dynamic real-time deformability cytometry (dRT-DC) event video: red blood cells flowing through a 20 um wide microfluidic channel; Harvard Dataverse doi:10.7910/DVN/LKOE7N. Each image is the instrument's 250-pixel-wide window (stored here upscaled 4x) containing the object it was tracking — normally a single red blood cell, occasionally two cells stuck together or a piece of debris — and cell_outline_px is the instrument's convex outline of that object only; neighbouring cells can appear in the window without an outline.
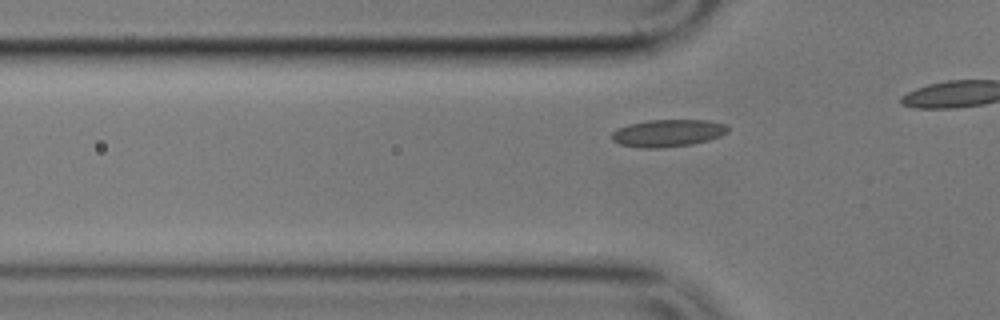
{"species": "common noctule bat (a hibernating species)", "species_latin": "Nyctalus noctula", "temperature_condition": "cold", "stored_images_in_passage": 40, "segment_of_instrument_passage": [1, 2], "camera_frame_rate_fps": 3000, "um_per_image_px": 0.085, "animal": {"sex": "male", "body_mass_g": 17.9}, "frame": {"image": 1, "passage_image": 13, "time_ms": 4.0, "image_size_px": [1000, 320], "cell_outline_px": [[728, 132], [720, 136], [708, 140], [692, 144], [660, 148], [644, 148], [620, 144], [612, 140], [612, 132], [628, 124], [648, 120], [708, 120], [728, 124]], "centroid_in_image_um": [56.8, 11.3], "position_along_channel_um": 69.0, "area_um2": 18.44}}
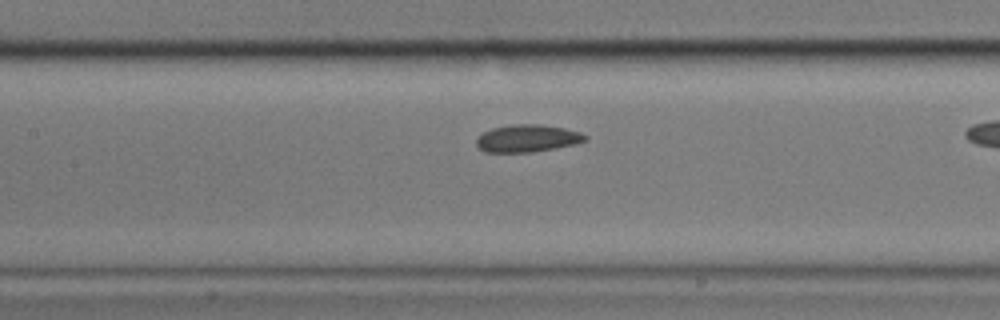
{"frame": {"image": 2, "passage_image": 21, "time_ms": 6.667, "image_size_px": [1000, 320], "cell_outline_px": [[588, 140], [576, 144], [532, 152], [484, 152], [476, 144], [476, 140], [484, 132], [492, 128], [512, 124], [540, 124], [564, 128], [580, 132], [588, 136]], "centroid_in_image_um": [44.86, 11.76], "position_along_channel_um": 162.5, "area_um2": 17.34}}
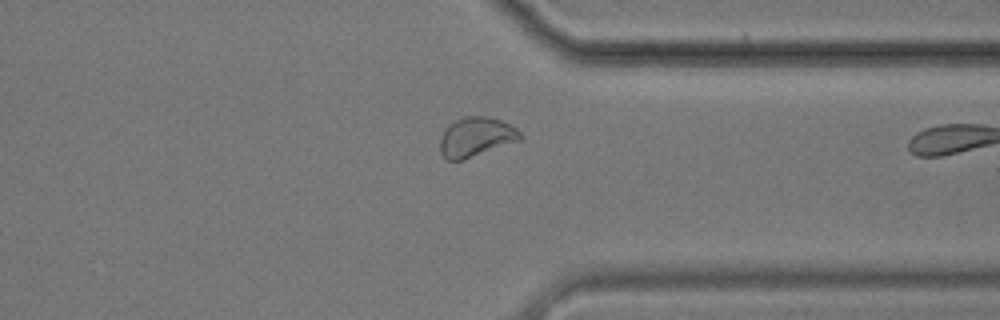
{"frame": {"image": 3, "passage_image": 39, "time_ms": 12.667, "image_size_px": [1000, 320], "cell_outline_px": [[524, 136], [520, 140], [464, 160], [448, 160], [440, 152], [440, 140], [444, 128], [448, 124], [464, 116], [488, 116], [500, 120], [516, 128]], "centroid_in_image_um": [40.45, 11.64], "position_along_channel_um": 370.9, "area_um2": 18.5}}